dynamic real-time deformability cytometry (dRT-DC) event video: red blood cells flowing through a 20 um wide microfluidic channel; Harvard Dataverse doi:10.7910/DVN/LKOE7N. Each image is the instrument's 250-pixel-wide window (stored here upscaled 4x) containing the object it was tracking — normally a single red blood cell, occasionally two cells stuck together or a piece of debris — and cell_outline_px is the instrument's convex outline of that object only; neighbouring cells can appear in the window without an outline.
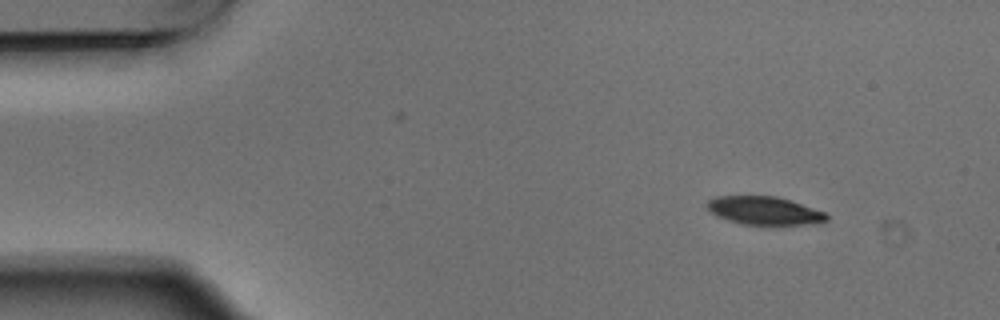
{"species": "Egyptian fruit bat (a non-hibernating species)", "species_latin": "Rousettus aegyptiacus", "temperature_condition": "warm", "stored_images_in_passage": 8, "camera_frame_rate_fps": 3000, "um_per_image_px": 0.085, "animal": {"sex": "male"}, "frame": {"image": 1, "passage_image": 2, "time_ms": 0.333, "image_size_px": [1000, 320], "cell_outline_px": [[828, 220], [820, 224], [768, 228], [740, 224], [716, 216], [704, 204], [708, 200], [716, 196], [776, 196], [824, 212], [828, 216]], "centroid_in_image_um": [64.99, 17.98], "position_along_channel_um": 20.0, "area_um2": 20.63}}
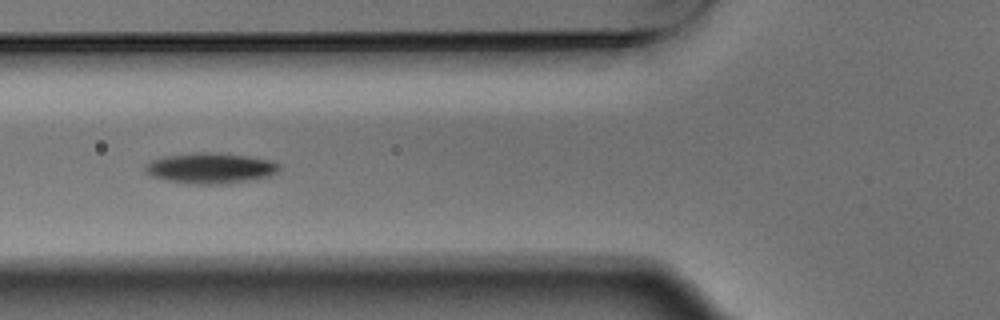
{"frame": {"image": 2, "passage_image": 6, "time_ms": 1.667, "image_size_px": [1000, 320], "cell_outline_px": [[280, 168], [276, 172], [268, 176], [252, 180], [228, 184], [192, 184], [164, 180], [148, 176], [144, 172], [144, 164], [152, 160], [164, 156], [196, 152], [212, 152], [248, 156], [272, 160], [280, 164]], "centroid_in_image_um": [17.84, 14.3], "position_along_channel_um": 108.0, "area_um2": 24.33}}
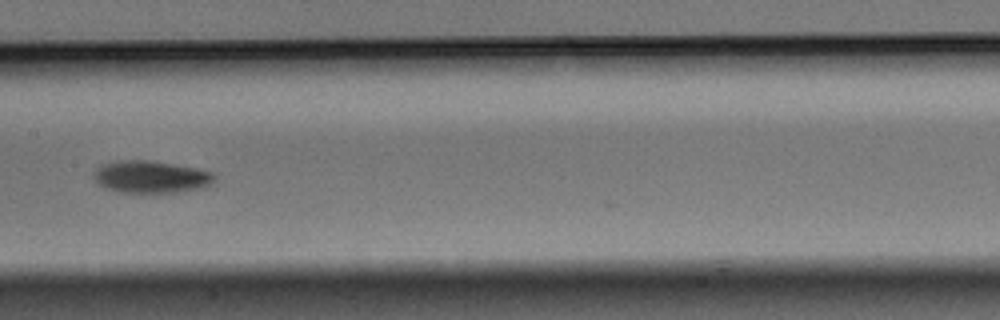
{"frame": {"image": 3, "passage_image": 8, "time_ms": 2.333, "image_size_px": [1000, 320], "cell_outline_px": [[216, 180], [204, 188], [180, 192], [120, 192], [104, 188], [96, 184], [92, 176], [96, 168], [100, 164], [120, 160], [148, 160], [196, 168], [216, 172]], "centroid_in_image_um": [12.83, 15.03], "position_along_channel_um": 194.6, "area_um2": 23.06}}